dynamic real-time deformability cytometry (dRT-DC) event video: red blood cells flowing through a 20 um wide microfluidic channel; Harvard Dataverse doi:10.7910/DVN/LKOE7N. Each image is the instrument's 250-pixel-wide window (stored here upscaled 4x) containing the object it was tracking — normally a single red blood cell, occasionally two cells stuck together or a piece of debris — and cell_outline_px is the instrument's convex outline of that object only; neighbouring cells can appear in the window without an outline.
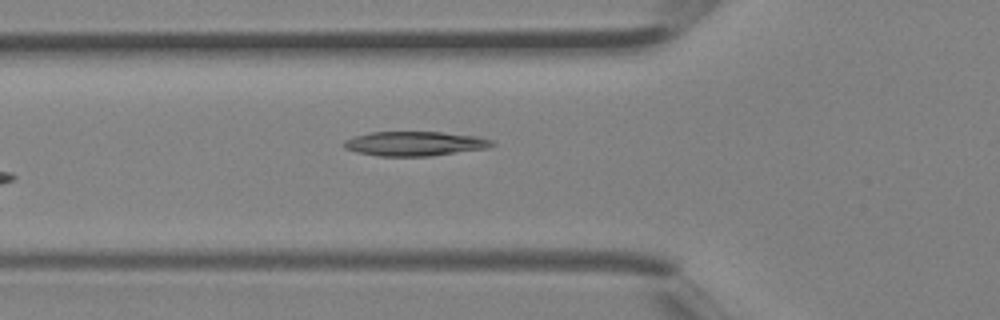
{"species": "Egyptian fruit bat (a non-hibernating species)", "species_latin": "Rousettus aegyptiacus", "temperature_condition": "room temperature", "stored_images_in_passage": 3, "camera_frame_rate_fps": 3000, "um_per_image_px": 0.085, "animal": {"sex": "female"}, "frame": {"image": 1, "passage_image": 3, "time_ms": 0.667, "image_size_px": [1000, 320], "cell_outline_px": [[496, 144], [488, 148], [432, 156], [380, 156], [356, 152], [344, 148], [344, 140], [356, 136], [372, 132], [440, 132], [480, 136], [492, 140]], "centroid_in_image_um": [35.31, 12.21], "position_along_channel_um": 90.5, "area_um2": 21.15}}